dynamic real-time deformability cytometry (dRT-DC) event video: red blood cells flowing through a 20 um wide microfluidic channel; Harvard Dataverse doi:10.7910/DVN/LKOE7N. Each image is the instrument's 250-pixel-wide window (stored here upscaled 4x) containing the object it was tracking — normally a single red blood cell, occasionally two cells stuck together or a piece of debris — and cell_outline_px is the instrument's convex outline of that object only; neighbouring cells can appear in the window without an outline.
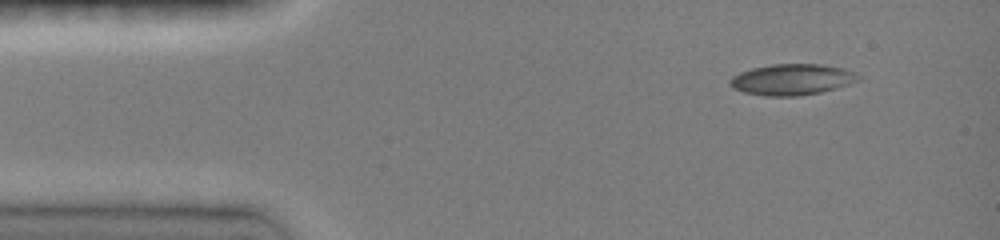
{"species": "common noctule bat (a hibernating species)", "species_latin": "Nyctalus noctula", "temperature_condition": "room temperature", "stored_images_in_passage": 42, "camera_frame_rate_fps": 3000, "um_per_image_px": 0.085, "animal": {"sex": "female", "body_mass_g": 19.0, "forearm_length_mm": 51.5}, "frame": {"image": 1, "passage_image": 1, "time_ms": 0.0, "image_size_px": [1000, 240], "cell_outline_px": [[860, 80], [836, 88], [820, 92], [796, 96], [764, 96], [744, 92], [732, 88], [728, 84], [728, 80], [732, 76], [740, 72], [752, 68], [772, 64], [820, 64], [844, 68], [856, 72], [860, 76]], "centroid_in_image_um": [67.3, 6.75], "position_along_channel_um": 17.7, "area_um2": 23.35}}
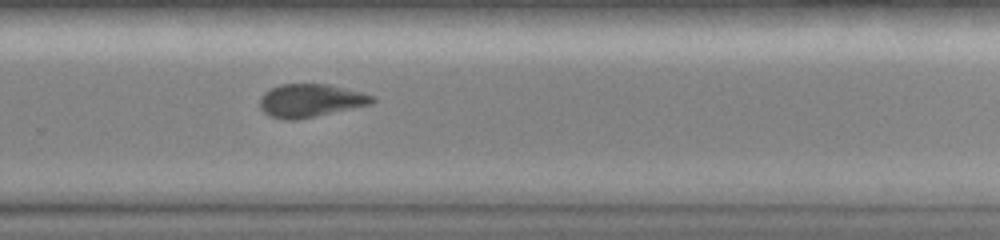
{"frame": {"image": 2, "passage_image": 25, "time_ms": 9.0, "image_size_px": [1000, 240], "cell_outline_px": [[376, 100], [372, 104], [296, 120], [284, 120], [268, 116], [260, 108], [260, 96], [264, 92], [280, 84], [328, 84], [376, 96]], "centroid_in_image_um": [26.37, 8.55], "position_along_channel_um": 303.4, "area_um2": 21.73}}
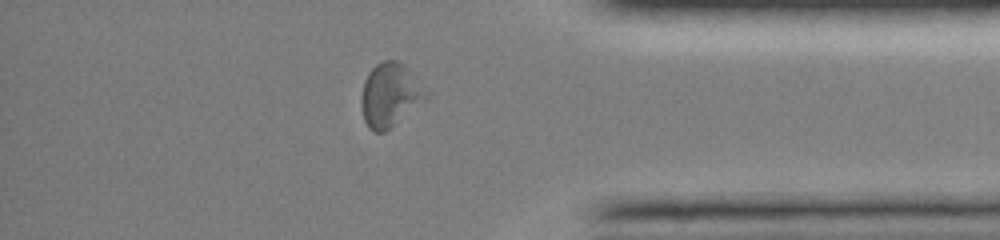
{"frame": {"image": 3, "passage_image": 33, "time_ms": 11.667, "image_size_px": [1000, 240], "cell_outline_px": [[432, 92], [424, 100], [384, 132], [376, 132], [368, 128], [364, 120], [360, 104], [360, 100], [364, 80], [368, 72], [376, 64], [384, 60], [396, 60], [404, 64]], "centroid_in_image_um": [33.16, 8.04], "position_along_channel_um": 402.0, "area_um2": 24.16}, "authors_computed_cell_mechanics": {"area_um2": 22.7732, "velocity_mm_per_s": 4.0194, "shape_relaxation_time_tau1_ms": 5.2638, "shape_relaxation_time_tau2_ms": 8.8216, "deformation_change_tau1": 0.131, "deformation_change_tau2": 0.1648}}